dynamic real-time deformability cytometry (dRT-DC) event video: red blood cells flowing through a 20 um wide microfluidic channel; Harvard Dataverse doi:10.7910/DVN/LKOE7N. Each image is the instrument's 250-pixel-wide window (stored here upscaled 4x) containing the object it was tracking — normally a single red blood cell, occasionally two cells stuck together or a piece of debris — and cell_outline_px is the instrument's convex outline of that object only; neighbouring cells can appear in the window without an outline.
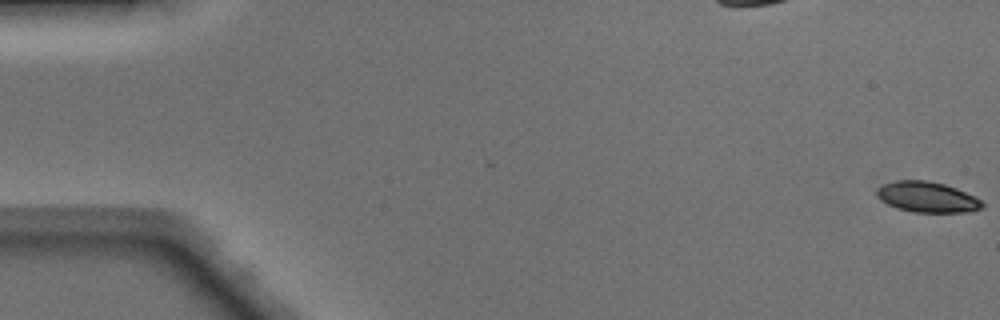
{"species": "Egyptian fruit bat (a non-hibernating species)", "species_latin": "Rousettus aegyptiacus", "temperature_condition": "warm", "stored_images_in_passage": 50, "camera_frame_rate_fps": 3000, "um_per_image_px": 0.085, "animal": {"sex": "male"}, "frame": {"image": 1, "passage_image": 1, "time_ms": 0.0, "image_size_px": [1000, 320], "cell_outline_px": [[984, 208], [968, 212], [912, 212], [896, 208], [880, 200], [876, 196], [876, 188], [884, 184], [896, 180], [928, 180], [944, 184], [956, 188], [984, 200]], "centroid_in_image_um": [78.83, 16.75], "position_along_channel_um": 6.2, "area_um2": 19.07}}
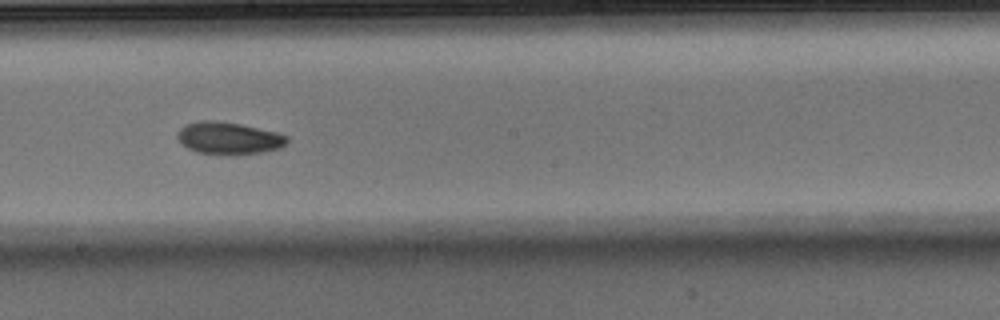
{"frame": {"image": 2, "passage_image": 28, "time_ms": 9.0, "image_size_px": [1000, 320], "cell_outline_px": [[288, 140], [280, 148], [264, 152], [236, 156], [232, 156], [196, 152], [188, 148], [176, 136], [180, 128], [184, 124], [200, 120], [216, 120], [240, 124], [280, 132], [288, 136]], "centroid_in_image_um": [19.47, 11.75], "position_along_channel_um": 228.7, "area_um2": 21.04}}
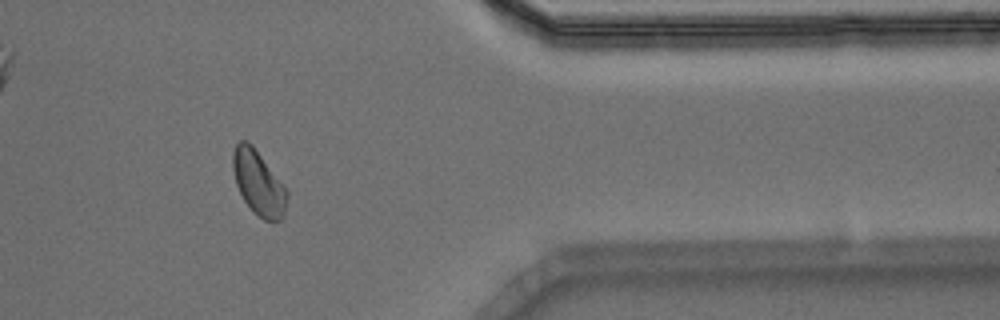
{"frame": {"image": 3, "passage_image": 41, "time_ms": 13.333, "image_size_px": [1000, 320], "cell_outline_px": [[288, 196], [284, 216], [280, 220], [264, 220], [244, 200], [236, 184], [232, 168], [232, 152], [236, 144], [240, 140], [248, 140], [252, 144], [288, 192]], "centroid_in_image_um": [21.95, 15.51], "position_along_channel_um": 389.4, "area_um2": 19.94}, "authors_computed_cell_mechanics": {"area_um2": 19.9699, "velocity_mm_per_s": 4.1563, "shape_relaxation_time_tau1_ms": 3.5268, "shape_relaxation_time_tau2_ms": 7.62, "deformation_change_tau1": 0.1046, "deformation_change_tau2": 0.1333}}